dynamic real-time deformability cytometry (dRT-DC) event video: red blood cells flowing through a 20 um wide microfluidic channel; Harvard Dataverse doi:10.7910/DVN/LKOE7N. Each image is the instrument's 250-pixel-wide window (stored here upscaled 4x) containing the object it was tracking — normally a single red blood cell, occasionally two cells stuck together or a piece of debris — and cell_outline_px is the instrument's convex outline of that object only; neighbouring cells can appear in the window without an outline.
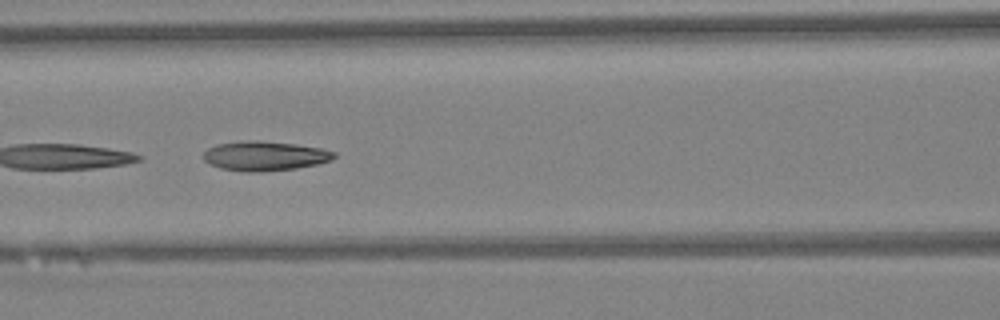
{"species": "Egyptian fruit bat (a non-hibernating species)", "species_latin": "Rousettus aegyptiacus", "temperature_condition": "warm", "stored_images_in_passage": 9, "camera_frame_rate_fps": 3000, "um_per_image_px": 0.085, "animal": {"sex": "female"}, "frame": {"image": 1, "passage_image": 6, "time_ms": 1.667, "image_size_px": [1000, 320], "cell_outline_px": [[336, 156], [332, 160], [316, 164], [296, 168], [260, 172], [244, 172], [220, 168], [208, 164], [204, 160], [204, 152], [208, 148], [216, 144], [256, 140], [296, 144], [320, 148], [336, 152]], "centroid_in_image_um": [22.5, 13.26], "position_along_channel_um": 144.1, "area_um2": 22.43}}